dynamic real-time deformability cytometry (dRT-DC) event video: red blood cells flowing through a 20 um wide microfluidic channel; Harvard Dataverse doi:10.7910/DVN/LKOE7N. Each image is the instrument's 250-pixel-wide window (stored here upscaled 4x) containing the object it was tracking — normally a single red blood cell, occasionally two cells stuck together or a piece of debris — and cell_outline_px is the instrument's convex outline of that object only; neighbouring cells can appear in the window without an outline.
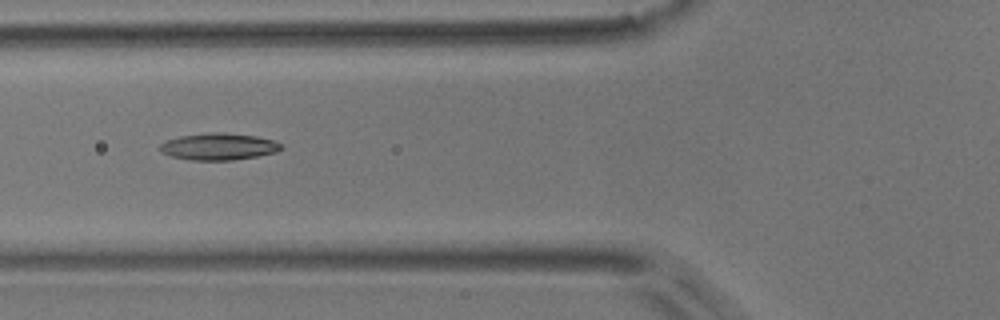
{"species": "common noctule bat (a hibernating species)", "species_latin": "Nyctalus noctula", "temperature_condition": "room temperature", "stored_images_in_passage": 3, "camera_frame_rate_fps": 3000, "um_per_image_px": 0.085, "animal": {"sex": "male", "body_mass_g": 17.9}, "frame": {"image": 1, "passage_image": 3, "time_ms": 2.333, "image_size_px": [1000, 320], "cell_outline_px": [[284, 148], [276, 152], [256, 156], [232, 160], [192, 160], [172, 156], [160, 152], [160, 144], [168, 140], [180, 136], [208, 132], [224, 132], [256, 136], [276, 140], [284, 144]], "centroid_in_image_um": [18.64, 12.45], "position_along_channel_um": 107.2, "area_um2": 19.07}}